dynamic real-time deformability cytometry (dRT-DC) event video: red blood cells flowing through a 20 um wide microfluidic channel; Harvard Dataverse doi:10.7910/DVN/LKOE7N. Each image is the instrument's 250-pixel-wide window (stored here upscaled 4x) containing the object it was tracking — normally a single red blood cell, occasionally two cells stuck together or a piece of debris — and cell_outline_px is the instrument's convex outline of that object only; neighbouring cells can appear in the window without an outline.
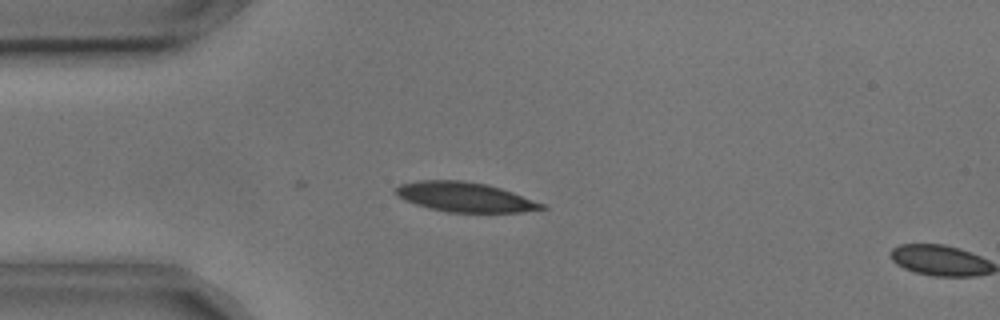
{"species": "common noctule bat (a hibernating species)", "species_latin": "Nyctalus noctula", "temperature_condition": "cold", "stored_images_in_passage": 4, "camera_frame_rate_fps": 3000, "um_per_image_px": 0.085, "animal": {"sex": "male", "body_mass_g": 17.9, "forearm_length_mm": 54.2}, "frame": {"image": 1, "passage_image": 3, "time_ms": 0.667, "image_size_px": [1000, 320], "cell_outline_px": [[548, 208], [520, 212], [448, 212], [428, 208], [404, 200], [392, 192], [400, 184], [420, 180], [464, 180], [484, 184], [500, 188], [548, 204]], "centroid_in_image_um": [39.53, 16.75], "position_along_channel_um": 45.5, "area_um2": 25.32}}